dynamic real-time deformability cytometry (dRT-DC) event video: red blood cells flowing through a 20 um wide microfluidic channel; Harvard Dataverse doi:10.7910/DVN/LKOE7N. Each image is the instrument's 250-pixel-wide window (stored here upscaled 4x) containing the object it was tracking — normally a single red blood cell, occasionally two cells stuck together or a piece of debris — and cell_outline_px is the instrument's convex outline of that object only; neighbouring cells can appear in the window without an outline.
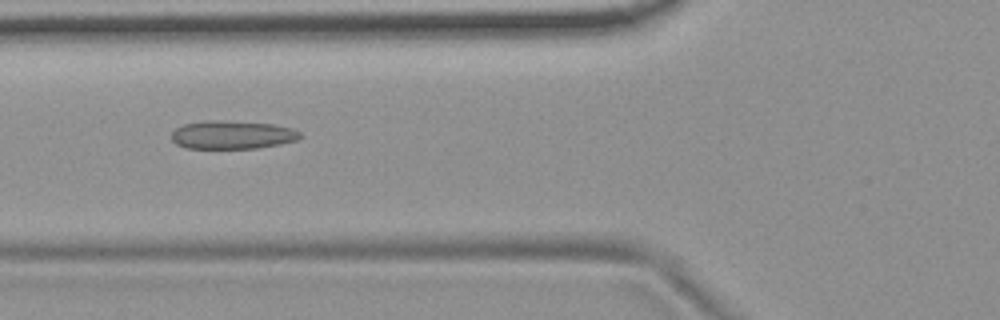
{"species": "common noctule bat (a hibernating species)", "species_latin": "Nyctalus noctula", "temperature_condition": "room temperature", "stored_images_in_passage": 14, "camera_frame_rate_fps": 3000, "um_per_image_px": 0.085, "animal": {"sex": "female", "body_mass_g": 19.9}, "frame": {"image": 1, "passage_image": 5, "time_ms": 5.667, "image_size_px": [1000, 320], "cell_outline_px": [[304, 136], [296, 140], [280, 144], [256, 148], [188, 148], [176, 144], [172, 140], [172, 132], [176, 128], [184, 124], [208, 120], [216, 120], [276, 124], [292, 128], [300, 132]], "centroid_in_image_um": [19.77, 11.45], "position_along_channel_um": 106.0, "area_um2": 21.21}}
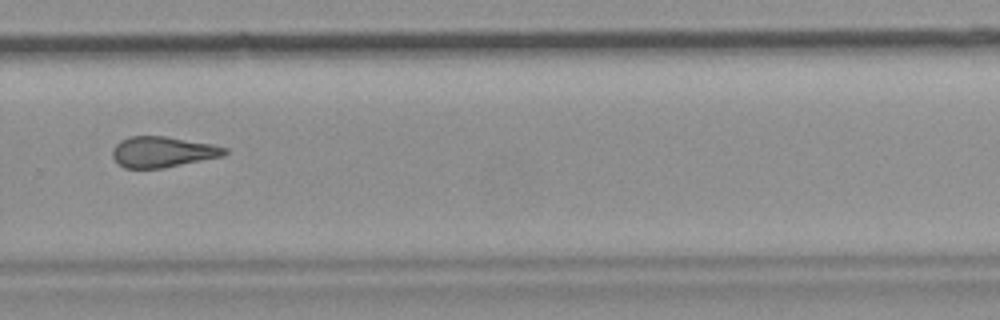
{"frame": {"image": 2, "passage_image": 10, "time_ms": 11.333, "image_size_px": [1000, 320], "cell_outline_px": [[228, 152], [220, 156], [160, 168], [124, 168], [112, 156], [112, 152], [116, 144], [120, 140], [128, 136], [164, 136], [212, 144], [228, 148]], "centroid_in_image_um": [13.78, 12.89], "position_along_channel_um": 316.0, "area_um2": 19.71}}